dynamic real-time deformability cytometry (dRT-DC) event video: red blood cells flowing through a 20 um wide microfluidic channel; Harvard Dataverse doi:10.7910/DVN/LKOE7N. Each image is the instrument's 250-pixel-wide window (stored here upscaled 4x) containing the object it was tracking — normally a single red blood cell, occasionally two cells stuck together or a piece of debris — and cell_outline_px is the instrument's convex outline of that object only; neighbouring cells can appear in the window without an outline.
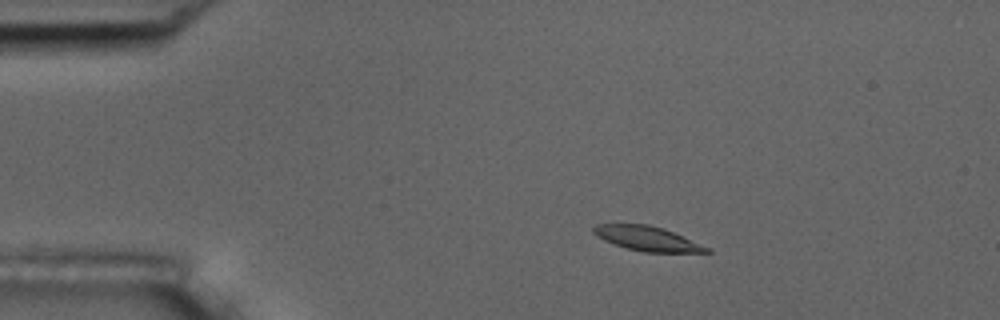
{"species": "common noctule bat (a hibernating species)", "species_latin": "Nyctalus noctula", "temperature_condition": "room temperature", "stored_images_in_passage": 4, "camera_frame_rate_fps": 3000, "um_per_image_px": 0.085, "animal": {"sex": "male", "body_mass_g": 17.5, "forearm_length_mm": 52.3}, "frame": {"image": 1, "passage_image": 3, "time_ms": 2.333, "image_size_px": [1000, 320], "cell_outline_px": [[712, 252], [644, 252], [628, 248], [604, 240], [596, 236], [592, 232], [592, 228], [596, 224], [648, 224], [664, 228], [712, 248]], "centroid_in_image_um": [55.05, 20.27], "position_along_channel_um": 30.0, "area_um2": 16.18}}